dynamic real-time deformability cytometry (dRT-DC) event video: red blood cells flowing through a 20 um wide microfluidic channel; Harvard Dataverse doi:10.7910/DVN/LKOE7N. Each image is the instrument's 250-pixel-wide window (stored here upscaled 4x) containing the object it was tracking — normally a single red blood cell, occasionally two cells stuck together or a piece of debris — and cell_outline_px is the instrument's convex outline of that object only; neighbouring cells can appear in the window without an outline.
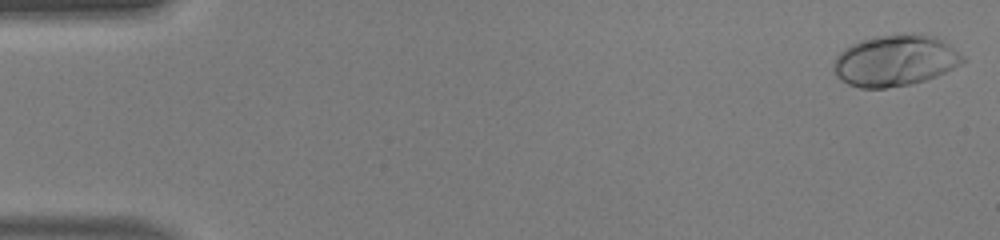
{"species": "human", "species_latin": "Homo sapiens", "temperature_condition": "warm", "stored_images_in_passage": 49, "camera_frame_rate_fps": 3000, "um_per_image_px": 0.085, "donor": {"sex": "male"}, "frame": {"image": 1, "passage_image": 1, "time_ms": 0.0, "image_size_px": [1000, 240], "cell_outline_px": [[968, 60], [936, 76], [912, 84], [884, 88], [860, 88], [848, 84], [840, 80], [836, 76], [832, 68], [836, 56], [844, 48], [860, 40], [876, 36], [904, 32], [920, 32], [936, 36], [944, 40], [964, 56]], "centroid_in_image_um": [76.09, 5.12], "position_along_channel_um": 8.9, "area_um2": 39.19}}
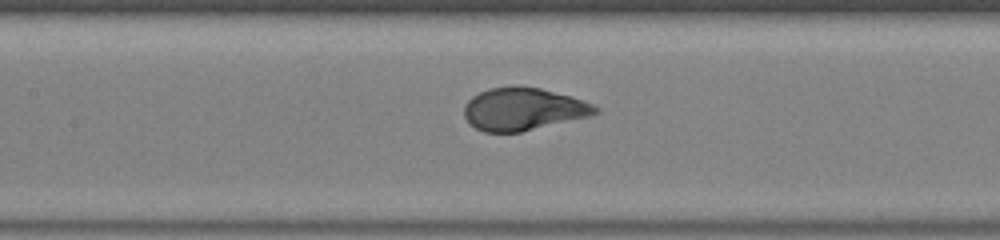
{"frame": {"image": 2, "passage_image": 23, "time_ms": 7.333, "image_size_px": [1000, 240], "cell_outline_px": [[600, 112], [592, 116], [520, 132], [484, 132], [468, 124], [464, 116], [464, 104], [472, 96], [488, 88], [512, 84], [516, 84], [540, 88], [572, 96], [584, 100], [600, 108]], "centroid_in_image_um": [44.48, 9.25], "position_along_channel_um": 162.9, "area_um2": 33.23}}
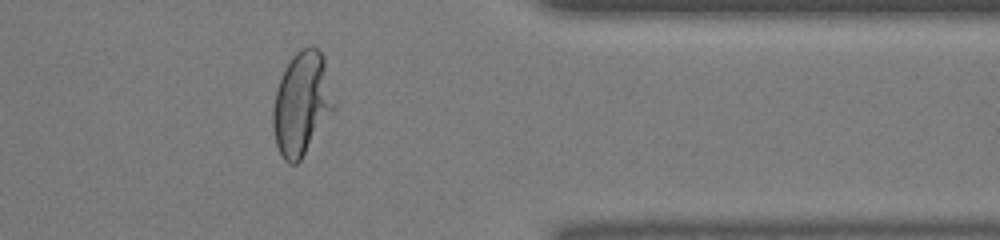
{"frame": {"image": 3, "passage_image": 40, "time_ms": 13.0, "image_size_px": [1000, 240], "cell_outline_px": [[336, 108], [300, 160], [296, 164], [288, 164], [284, 160], [276, 144], [272, 128], [272, 108], [276, 88], [292, 56], [300, 48], [308, 44], [312, 44], [324, 56], [336, 104]], "centroid_in_image_um": [25.66, 8.79], "position_along_channel_um": 385.7, "area_um2": 37.05}}